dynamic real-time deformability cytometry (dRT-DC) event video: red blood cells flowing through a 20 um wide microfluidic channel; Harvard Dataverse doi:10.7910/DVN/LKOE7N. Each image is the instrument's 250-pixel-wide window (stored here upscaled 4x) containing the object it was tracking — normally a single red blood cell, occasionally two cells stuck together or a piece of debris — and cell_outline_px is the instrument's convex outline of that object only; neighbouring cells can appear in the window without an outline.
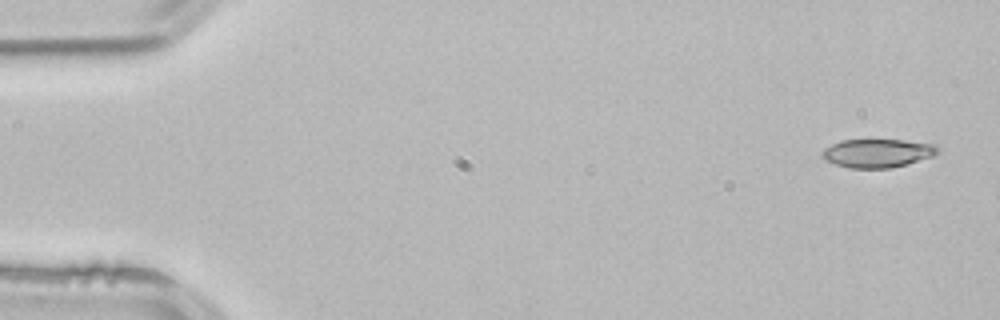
{"species": "common noctule bat (a hibernating species)", "species_latin": "Nyctalus noctula", "temperature_condition": "room temperature", "stored_images_in_passage": 2, "camera_frame_rate_fps": 3000, "um_per_image_px": 0.085, "animal": {"sex": "male", "body_mass_g": 21.5, "forearm_length_mm": 52.0}, "frame": {"image": 1, "passage_image": 1, "time_ms": 0.0, "image_size_px": [1000, 320], "cell_outline_px": [[940, 152], [932, 156], [892, 168], [848, 168], [836, 164], [820, 156], [820, 152], [824, 148], [840, 140], [904, 140], [936, 144], [940, 148]], "centroid_in_image_um": [74.59, 13.01], "position_along_channel_um": 10.4, "area_um2": 19.25}}